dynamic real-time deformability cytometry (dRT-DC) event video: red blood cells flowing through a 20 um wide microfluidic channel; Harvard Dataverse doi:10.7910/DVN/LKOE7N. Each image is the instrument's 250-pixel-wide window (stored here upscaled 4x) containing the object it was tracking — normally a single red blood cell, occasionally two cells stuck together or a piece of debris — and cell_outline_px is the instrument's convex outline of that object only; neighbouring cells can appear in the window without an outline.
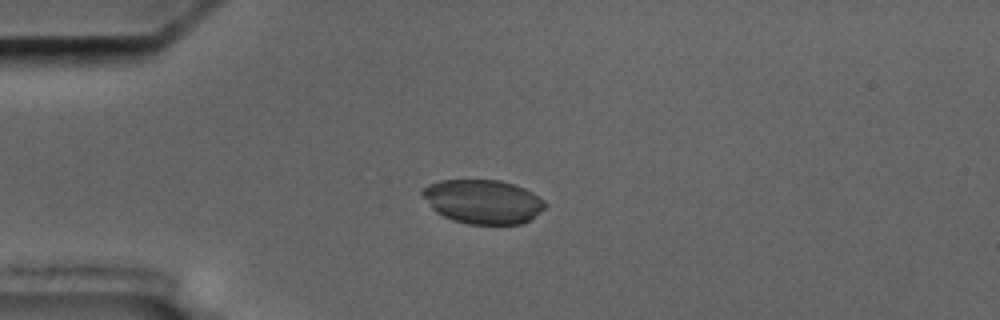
{"species": "common noctule bat (a hibernating species)", "species_latin": "Nyctalus noctula", "temperature_condition": "cold", "stored_images_in_passage": 8, "camera_frame_rate_fps": 3000, "um_per_image_px": 0.085, "animal": {"sex": "male", "body_mass_g": 17.5, "forearm_length_mm": 52.3}, "frame": {"image": 1, "passage_image": 3, "time_ms": 2.333, "image_size_px": [1000, 320], "cell_outline_px": [[548, 204], [540, 212], [528, 220], [520, 224], [468, 224], [452, 220], [436, 212], [432, 208], [420, 192], [428, 184], [440, 180], [500, 180], [524, 188], [532, 192], [544, 200]], "centroid_in_image_um": [41.05, 17.13], "position_along_channel_um": 44.0, "area_um2": 31.39}}
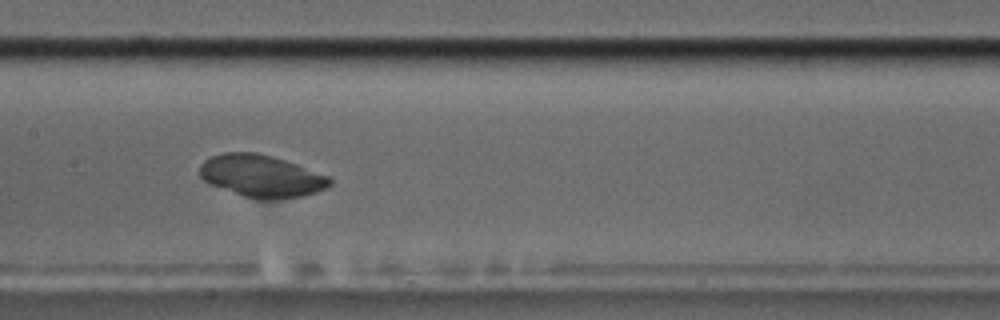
{"frame": {"image": 2, "passage_image": 7, "time_ms": 7.0, "image_size_px": [1000, 320], "cell_outline_px": [[332, 184], [316, 192], [304, 196], [264, 200], [256, 200], [208, 184], [200, 176], [200, 164], [204, 160], [212, 156], [224, 152], [256, 152], [272, 156], [296, 164], [328, 176], [332, 180]], "centroid_in_image_um": [22.19, 14.97], "position_along_channel_um": 185.2, "area_um2": 32.02}}
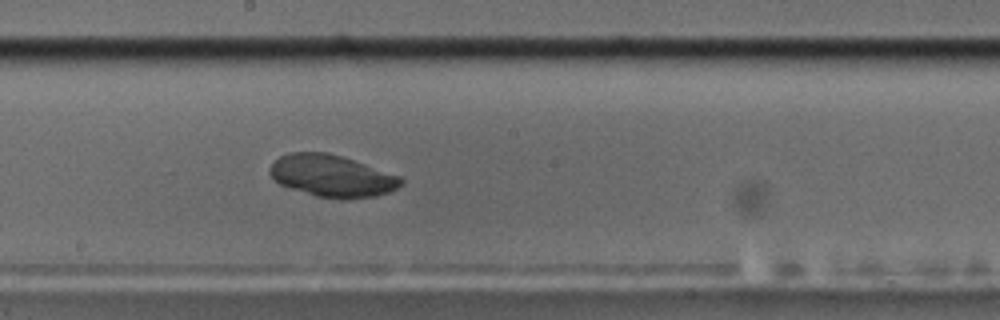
{"frame": {"image": 3, "passage_image": 8, "time_ms": 8.0, "image_size_px": [1000, 320], "cell_outline_px": [[404, 184], [388, 192], [376, 196], [340, 200], [316, 196], [288, 188], [272, 180], [268, 172], [268, 168], [280, 156], [288, 152], [328, 152], [400, 176], [404, 180]], "centroid_in_image_um": [28.17, 14.97], "position_along_channel_um": 220.0, "area_um2": 32.25}}